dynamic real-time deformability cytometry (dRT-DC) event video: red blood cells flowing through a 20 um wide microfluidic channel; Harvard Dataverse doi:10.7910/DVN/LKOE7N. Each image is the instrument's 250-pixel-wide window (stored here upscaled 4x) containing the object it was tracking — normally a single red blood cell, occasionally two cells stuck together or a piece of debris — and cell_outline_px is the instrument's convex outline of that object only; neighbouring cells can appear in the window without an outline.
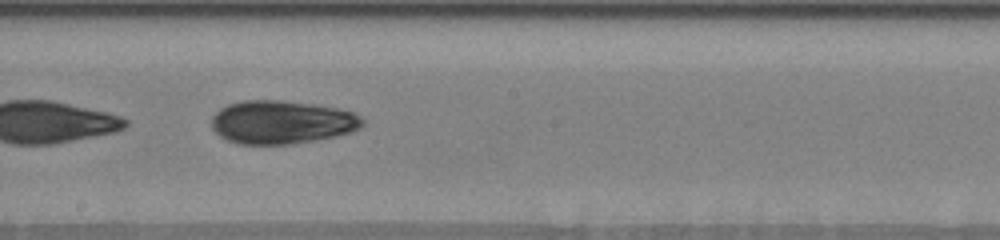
{"species": "human", "species_latin": "Homo sapiens", "temperature_condition": "warm", "stored_images_in_passage": 32, "camera_frame_rate_fps": 3000, "um_per_image_px": 0.085, "donor": {"sex": "male"}, "frame": {"image": 1, "passage_image": 14, "time_ms": 5.333, "image_size_px": [1000, 240], "cell_outline_px": [[364, 124], [360, 128], [352, 132], [336, 136], [292, 144], [240, 144], [228, 140], [220, 136], [212, 128], [212, 116], [220, 108], [228, 104], [244, 100], [284, 100], [312, 104], [336, 108], [352, 112], [360, 116], [364, 120]], "centroid_in_image_um": [23.95, 10.38], "position_along_channel_um": 224.2, "area_um2": 38.15}, "authors_computed_cell_mechanics": {"area_um2": 37.6278, "velocity_mm_per_s": 3.6141, "shape_relaxation_time_tau1_ms": 8.4393, "shape_relaxation_time_tau2_ms": 4.7184, "deformation_change_tau1": 0.2012, "deformation_change_tau2": 0.1073}}